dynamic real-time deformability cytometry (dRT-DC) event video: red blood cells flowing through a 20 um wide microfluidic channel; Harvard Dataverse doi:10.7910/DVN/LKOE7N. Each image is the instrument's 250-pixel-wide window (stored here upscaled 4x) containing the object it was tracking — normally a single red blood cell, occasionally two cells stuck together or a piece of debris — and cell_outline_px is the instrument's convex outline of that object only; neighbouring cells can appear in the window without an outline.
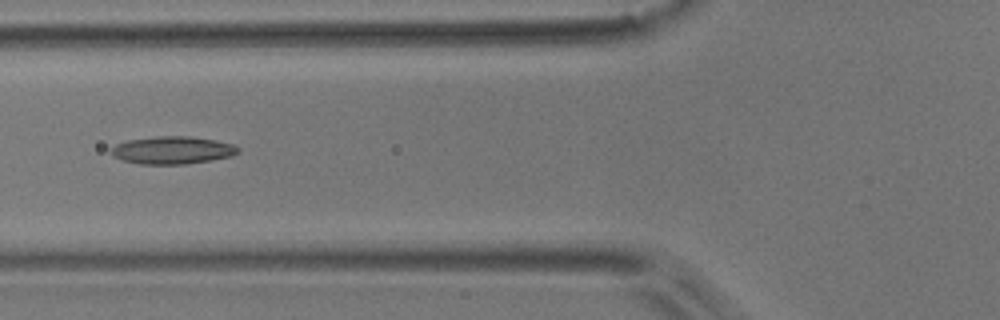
{"species": "common noctule bat (a hibernating species)", "species_latin": "Nyctalus noctula", "temperature_condition": "room temperature", "stored_images_in_passage": 2, "camera_frame_rate_fps": 3000, "um_per_image_px": 0.085, "animal": {"sex": "male", "body_mass_g": 17.9}, "frame": {"image": 1, "passage_image": 2, "time_ms": 0.333, "image_size_px": [1000, 320], "cell_outline_px": [[240, 152], [232, 156], [212, 160], [184, 164], [140, 164], [124, 160], [112, 156], [112, 148], [116, 144], [128, 140], [156, 136], [188, 136], [216, 140], [232, 144], [240, 148]], "centroid_in_image_um": [14.69, 12.76], "position_along_channel_um": 111.1, "area_um2": 20.4}}